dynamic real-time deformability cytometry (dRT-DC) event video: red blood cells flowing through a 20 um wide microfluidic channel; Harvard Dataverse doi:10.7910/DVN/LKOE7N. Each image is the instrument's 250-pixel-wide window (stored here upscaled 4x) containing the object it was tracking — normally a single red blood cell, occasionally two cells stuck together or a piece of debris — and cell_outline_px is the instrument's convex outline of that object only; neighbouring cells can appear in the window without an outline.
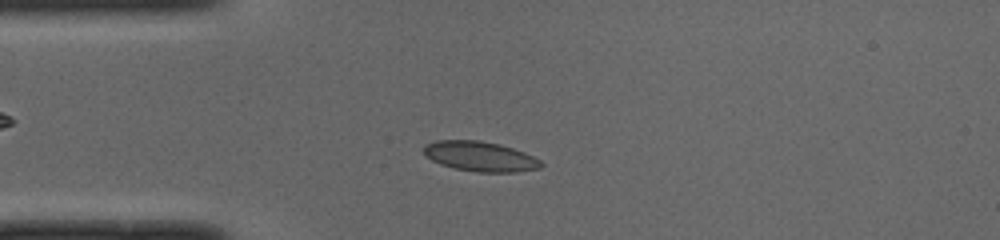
{"species": "common noctule bat (a hibernating species)", "species_latin": "Nyctalus noctula", "temperature_condition": "cold", "stored_images_in_passage": 46, "camera_frame_rate_fps": 3000, "um_per_image_px": 0.085, "animal": {"sex": "male", "body_mass_g": 19.0, "forearm_length_mm": 50.8}, "frame": {"image": 1, "passage_image": 9, "time_ms": 2.667, "image_size_px": [1000, 240], "cell_outline_px": [[544, 164], [540, 168], [516, 172], [476, 172], [452, 168], [440, 164], [424, 156], [424, 144], [436, 140], [480, 140], [500, 144], [524, 152], [540, 160]], "centroid_in_image_um": [40.78, 13.29], "position_along_channel_um": 44.2, "area_um2": 20.63}}
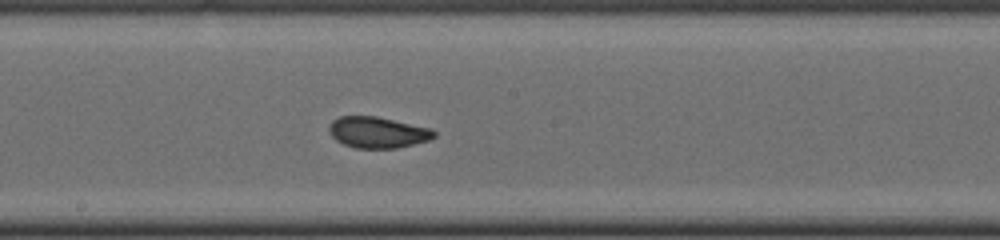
{"frame": {"image": 2, "passage_image": 23, "time_ms": 7.333, "image_size_px": [1000, 240], "cell_outline_px": [[436, 136], [428, 140], [396, 148], [356, 148], [344, 144], [336, 140], [328, 132], [328, 128], [332, 120], [340, 116], [376, 116], [432, 128], [436, 132]], "centroid_in_image_um": [32.09, 11.24], "position_along_channel_um": 216.1, "area_um2": 19.07}}
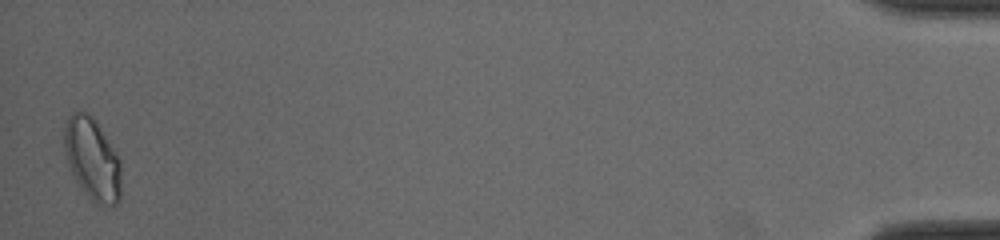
{"frame": {"image": 3, "passage_image": 46, "time_ms": 15.0, "image_size_px": [1000, 240], "cell_outline_px": [[120, 200], [116, 204], [104, 208], [96, 204], [80, 188], [68, 164], [64, 148], [64, 124], [68, 116], [72, 112], [88, 112], [96, 120], [116, 152], [120, 160]], "centroid_in_image_um": [7.85, 13.53], "position_along_channel_um": 427.4, "area_um2": 27.46}, "authors_computed_cell_mechanics": {"area_um2": 19.5942, "velocity_mm_per_s": 3.9902, "shape_relaxation_time_tau1_ms": 3.9289, "shape_relaxation_time_tau2_ms": 1.1705, "deformation_change_tau1": 0.1053, "deformation_change_tau2": 0.0582}}